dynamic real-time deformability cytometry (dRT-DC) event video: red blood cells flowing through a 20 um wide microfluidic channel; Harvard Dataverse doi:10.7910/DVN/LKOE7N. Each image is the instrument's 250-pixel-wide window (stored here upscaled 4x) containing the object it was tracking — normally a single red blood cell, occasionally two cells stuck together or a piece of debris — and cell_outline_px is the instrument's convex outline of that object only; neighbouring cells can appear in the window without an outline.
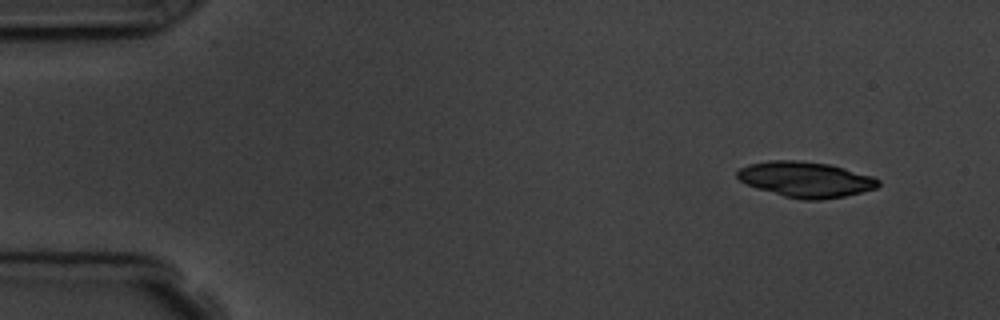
{"species": "common noctule bat (a hibernating species)", "species_latin": "Nyctalus noctula", "temperature_condition": "room temperature", "stored_images_in_passage": 4, "camera_frame_rate_fps": 3000, "um_per_image_px": 0.085, "animal": {"sex": "male", "body_mass_g": 19.5, "forearm_length_mm": 54.6}, "frame": {"image": 1, "passage_image": 1, "time_ms": 0.0, "image_size_px": [1000, 320], "cell_outline_px": [[880, 184], [876, 188], [844, 196], [820, 200], [804, 200], [784, 196], [756, 188], [740, 180], [736, 176], [736, 172], [740, 168], [748, 164], [768, 160], [800, 160], [828, 164], [844, 168], [872, 176], [880, 180]], "centroid_in_image_um": [68.46, 15.24], "position_along_channel_um": 16.5, "area_um2": 29.13}}